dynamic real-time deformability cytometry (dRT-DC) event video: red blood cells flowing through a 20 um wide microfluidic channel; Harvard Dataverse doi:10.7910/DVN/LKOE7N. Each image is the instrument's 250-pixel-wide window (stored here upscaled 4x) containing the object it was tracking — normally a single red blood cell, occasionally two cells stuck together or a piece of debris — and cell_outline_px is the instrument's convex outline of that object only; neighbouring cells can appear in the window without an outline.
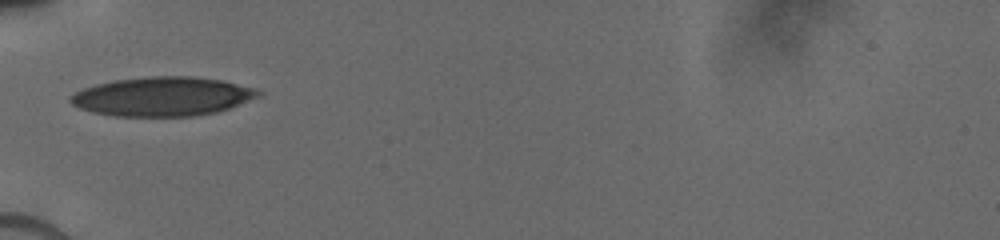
{"species": "human", "species_latin": "Homo sapiens", "temperature_condition": "cold", "stored_images_in_passage": 32, "camera_frame_rate_fps": 3000, "um_per_image_px": 0.085, "donor": {"sex": "male"}, "frame": {"image": 1, "passage_image": 1, "time_ms": 0.0, "image_size_px": [1000, 240], "cell_outline_px": [[260, 96], [228, 108], [216, 112], [196, 116], [112, 116], [92, 112], [80, 108], [72, 104], [68, 100], [76, 92], [84, 88], [96, 84], [112, 80], [144, 76], [192, 76], [224, 80], [256, 88], [260, 92]], "centroid_in_image_um": [13.81, 8.19], "position_along_channel_um": 71.2, "area_um2": 42.95}}
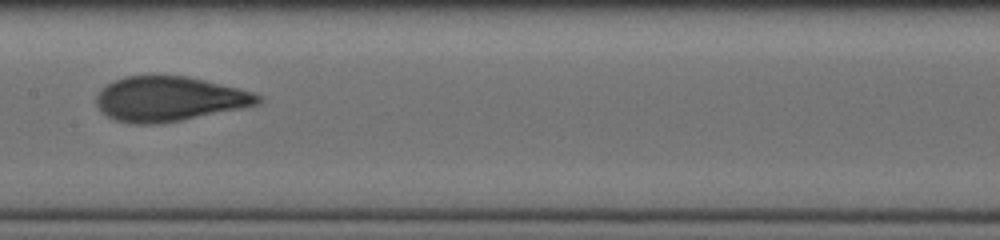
{"frame": {"image": 2, "passage_image": 15, "time_ms": 3.0, "image_size_px": [1000, 240], "cell_outline_px": [[264, 100], [260, 104], [244, 108], [160, 124], [132, 124], [116, 120], [100, 112], [96, 104], [96, 96], [100, 88], [124, 76], [184, 76], [204, 80], [256, 92], [264, 96]], "centroid_in_image_um": [14.42, 8.42], "position_along_channel_um": 193.0, "area_um2": 42.48}}
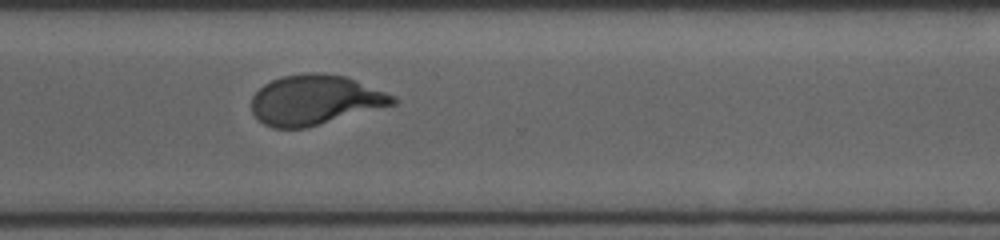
{"frame": {"image": 3, "passage_image": 31, "time_ms": 6.667, "image_size_px": [1000, 240], "cell_outline_px": [[396, 104], [304, 128], [272, 128], [264, 124], [252, 112], [252, 96], [264, 84], [280, 76], [304, 72], [320, 72], [344, 76], [396, 96]], "centroid_in_image_um": [26.75, 8.48], "position_along_channel_um": 343.8, "area_um2": 40.86}}